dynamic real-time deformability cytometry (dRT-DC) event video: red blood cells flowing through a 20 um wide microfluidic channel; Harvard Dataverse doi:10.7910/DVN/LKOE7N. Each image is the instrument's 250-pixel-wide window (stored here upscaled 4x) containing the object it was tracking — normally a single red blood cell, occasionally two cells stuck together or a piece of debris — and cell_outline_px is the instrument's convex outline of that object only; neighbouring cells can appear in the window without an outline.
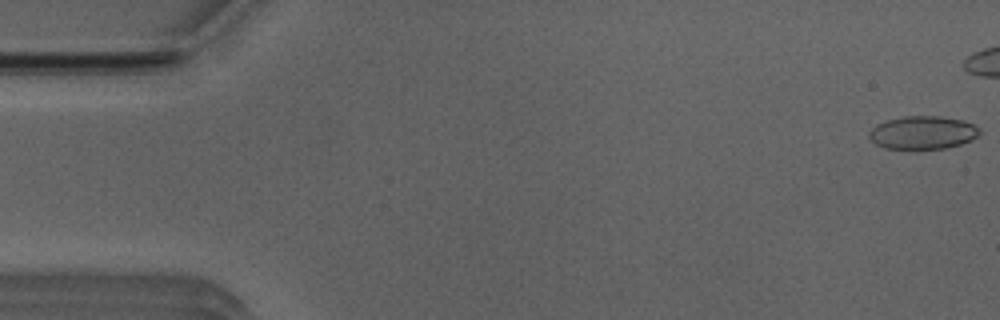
{"species": "Egyptian fruit bat (a non-hibernating species)", "species_latin": "Rousettus aegyptiacus", "temperature_condition": "room temperature", "stored_images_in_passage": 41, "camera_frame_rate_fps": 3000, "um_per_image_px": 0.085, "animal": {"sex": "male"}, "frame": {"image": 1, "passage_image": 1, "time_ms": 0.0, "image_size_px": [1000, 320], "cell_outline_px": [[980, 132], [972, 140], [960, 144], [944, 148], [884, 148], [876, 144], [868, 136], [868, 132], [876, 124], [888, 120], [904, 116], [940, 116], [964, 120], [980, 128]], "centroid_in_image_um": [78.43, 11.26], "position_along_channel_um": 6.6, "area_um2": 21.15}}
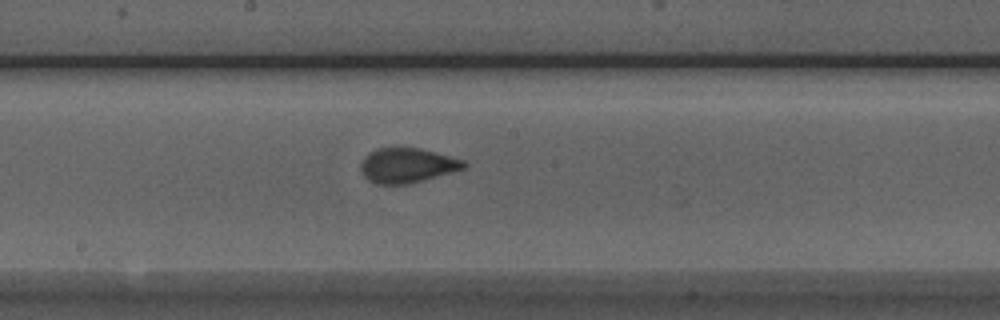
{"frame": {"image": 2, "passage_image": 27, "time_ms": 8.667, "image_size_px": [1000, 320], "cell_outline_px": [[468, 164], [464, 168], [452, 172], [408, 184], [376, 184], [368, 180], [364, 176], [360, 168], [360, 164], [364, 156], [368, 152], [376, 148], [420, 148], [436, 152], [464, 160]], "centroid_in_image_um": [34.58, 14.05], "position_along_channel_um": 213.6, "area_um2": 20.92}}
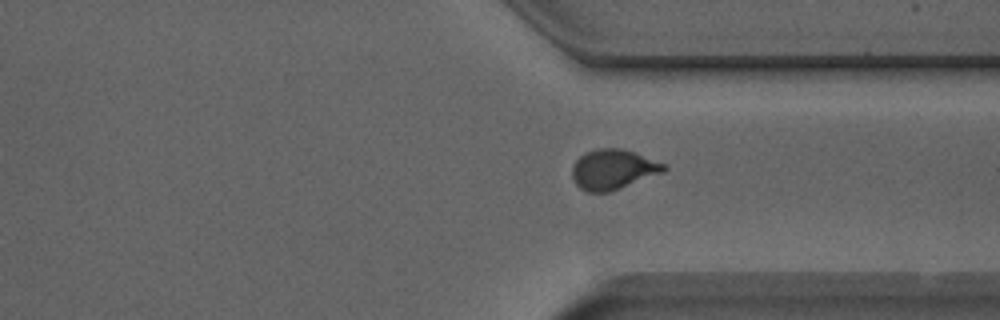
{"frame": {"image": 3, "passage_image": 38, "time_ms": 12.333, "image_size_px": [1000, 320], "cell_outline_px": [[668, 168], [664, 172], [620, 188], [608, 192], [588, 192], [580, 188], [576, 184], [572, 176], [572, 164], [580, 156], [588, 152], [600, 148], [620, 148], [668, 164]], "centroid_in_image_um": [52.12, 14.4], "position_along_channel_um": 359.3, "area_um2": 21.27}}